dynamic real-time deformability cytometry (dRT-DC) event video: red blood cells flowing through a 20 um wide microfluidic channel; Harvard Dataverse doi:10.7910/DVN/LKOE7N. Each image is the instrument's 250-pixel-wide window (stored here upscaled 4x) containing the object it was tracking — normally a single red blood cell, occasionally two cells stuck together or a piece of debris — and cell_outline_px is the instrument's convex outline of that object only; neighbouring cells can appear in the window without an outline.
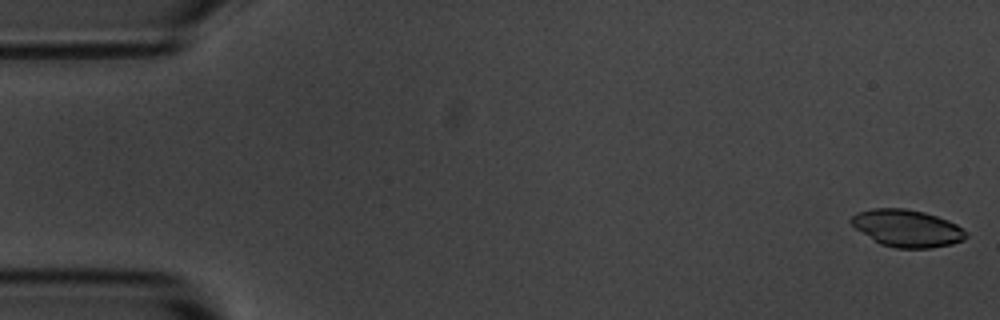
{"species": "common noctule bat (a hibernating species)", "species_latin": "Nyctalus noctula", "temperature_condition": "room temperature", "stored_images_in_passage": 15, "camera_frame_rate_fps": 3000, "um_per_image_px": 0.085, "animal": {"sex": "male", "body_mass_g": 20.1, "forearm_length_mm": 53.5}, "frame": {"image": 1, "passage_image": 1, "time_ms": 0.0, "image_size_px": [1000, 320], "cell_outline_px": [[968, 236], [964, 240], [952, 244], [932, 248], [896, 248], [880, 244], [856, 228], [848, 220], [856, 212], [872, 208], [904, 208], [924, 212], [948, 220], [956, 224], [968, 232]], "centroid_in_image_um": [77.11, 19.4], "position_along_channel_um": 7.9, "area_um2": 24.97}}
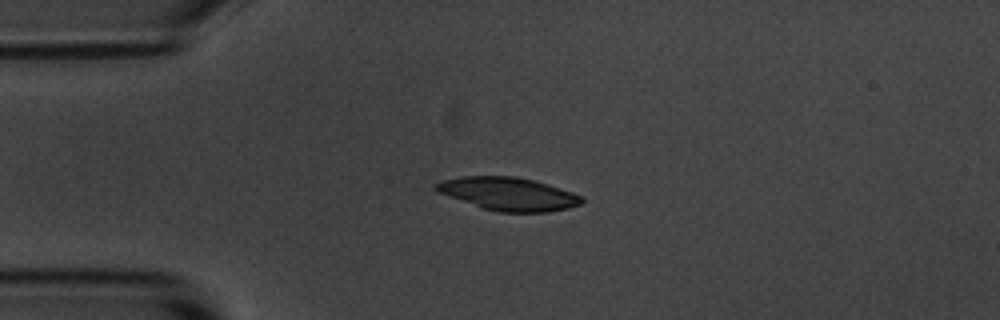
{"frame": {"image": 2, "passage_image": 4, "time_ms": 4.0, "image_size_px": [1000, 320], "cell_outline_px": [[584, 200], [580, 204], [568, 208], [548, 212], [496, 212], [484, 208], [440, 192], [432, 188], [440, 180], [460, 176], [516, 176], [536, 180], [572, 192], [580, 196]], "centroid_in_image_um": [43.23, 16.46], "position_along_channel_um": 41.8, "area_um2": 27.86}}
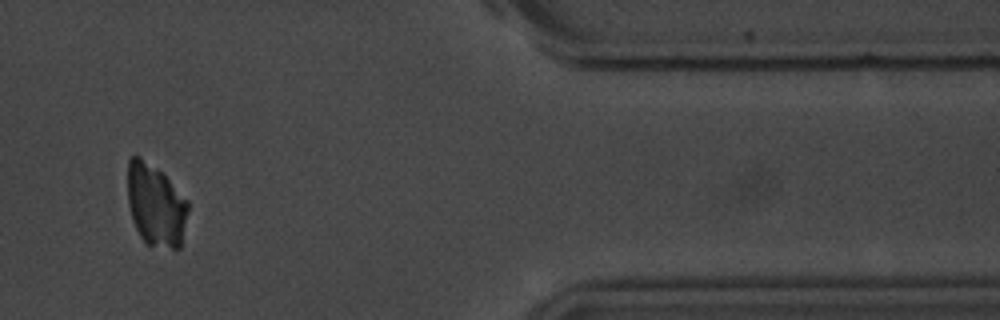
{"frame": {"image": 3, "passage_image": 13, "time_ms": 15.333, "image_size_px": [1000, 320], "cell_outline_px": [[188, 212], [180, 248], [172, 248], [144, 244], [132, 220], [128, 204], [128, 160], [132, 156], [140, 156], [156, 168], [188, 200]], "centroid_in_image_um": [13.22, 17.45], "position_along_channel_um": 398.2, "area_um2": 28.78}}